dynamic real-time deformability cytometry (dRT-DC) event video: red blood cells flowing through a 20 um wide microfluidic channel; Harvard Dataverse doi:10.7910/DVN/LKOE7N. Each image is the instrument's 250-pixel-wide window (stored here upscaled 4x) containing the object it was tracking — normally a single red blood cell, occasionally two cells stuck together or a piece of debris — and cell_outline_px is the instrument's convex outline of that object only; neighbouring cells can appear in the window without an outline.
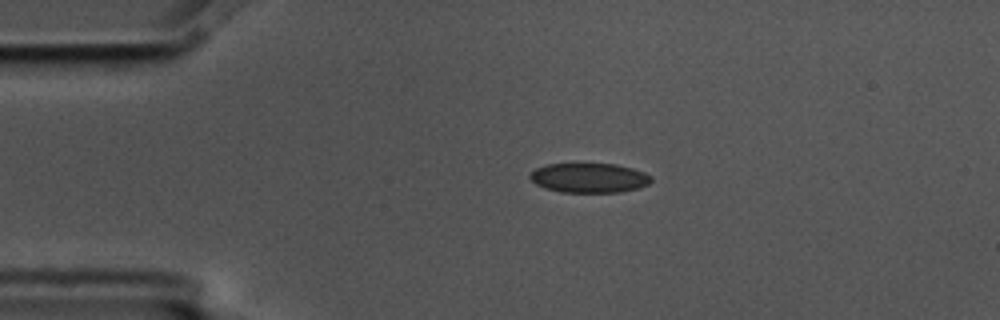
{"species": "common noctule bat (a hibernating species)", "species_latin": "Nyctalus noctula", "temperature_condition": "cold", "stored_images_in_passage": 2, "camera_frame_rate_fps": 3000, "um_per_image_px": 0.085, "animal": {"sex": "male", "body_mass_g": 17.5, "forearm_length_mm": 52.3}, "frame": {"image": 1, "passage_image": 1, "time_ms": 0.0, "image_size_px": [1000, 320], "cell_outline_px": [[652, 180], [648, 184], [636, 188], [620, 192], [560, 192], [544, 188], [536, 184], [528, 176], [536, 168], [548, 164], [616, 164], [632, 168], [644, 172], [652, 176]], "centroid_in_image_um": [50.07, 15.12], "position_along_channel_um": 34.9, "area_um2": 20.81}}